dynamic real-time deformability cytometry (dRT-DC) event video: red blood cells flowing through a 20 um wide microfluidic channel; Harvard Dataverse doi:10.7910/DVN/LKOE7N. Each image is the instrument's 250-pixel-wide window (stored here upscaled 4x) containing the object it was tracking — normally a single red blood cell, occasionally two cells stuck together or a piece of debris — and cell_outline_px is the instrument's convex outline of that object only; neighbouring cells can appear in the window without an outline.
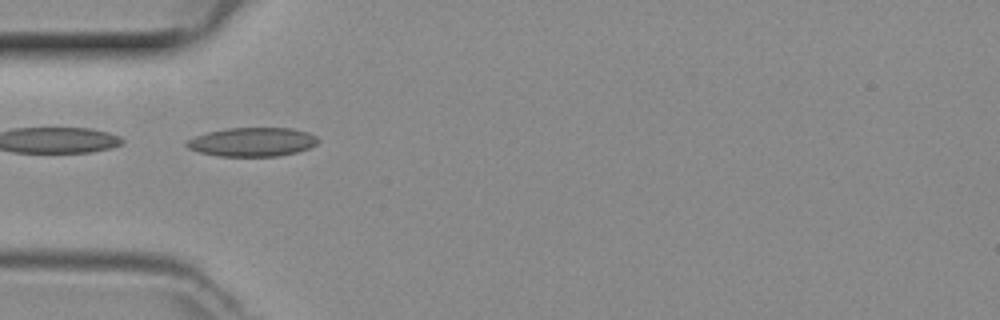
{"species": "common noctule bat (a hibernating species)", "species_latin": "Nyctalus noctula", "temperature_condition": "room temperature", "stored_images_in_passage": 35, "camera_frame_rate_fps": 3000, "um_per_image_px": 0.085, "animal": {"sex": "female", "body_mass_g": 29.2, "forearm_length_mm": 56.3}, "frame": {"image": 1, "passage_image": 1, "time_ms": 0.0, "image_size_px": [1000, 320], "cell_outline_px": [[320, 140], [316, 144], [308, 148], [296, 152], [280, 156], [216, 156], [200, 152], [188, 148], [184, 144], [188, 140], [196, 136], [208, 132], [228, 128], [292, 128], [308, 132], [316, 136]], "centroid_in_image_um": [21.46, 12.07], "position_along_channel_um": 63.5, "area_um2": 22.08}}
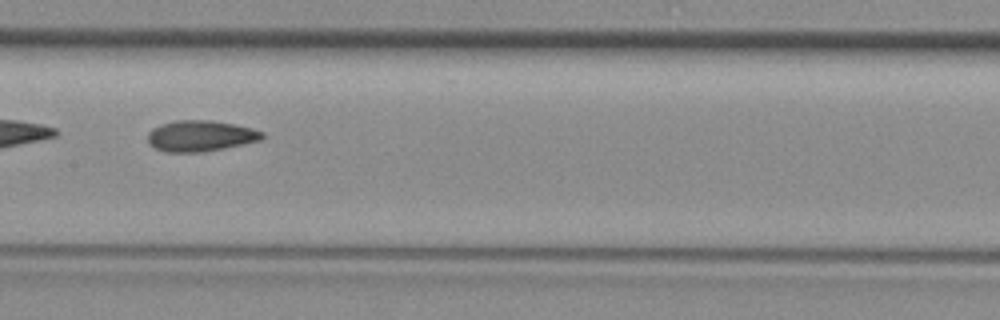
{"frame": {"image": 2, "passage_image": 10, "time_ms": 3.0, "image_size_px": [1000, 320], "cell_outline_px": [[264, 136], [260, 140], [224, 148], [200, 152], [164, 152], [148, 144], [148, 132], [152, 128], [160, 124], [176, 120], [212, 120], [252, 128], [264, 132]], "centroid_in_image_um": [17.0, 11.55], "position_along_channel_um": 190.4, "area_um2": 20.63}}
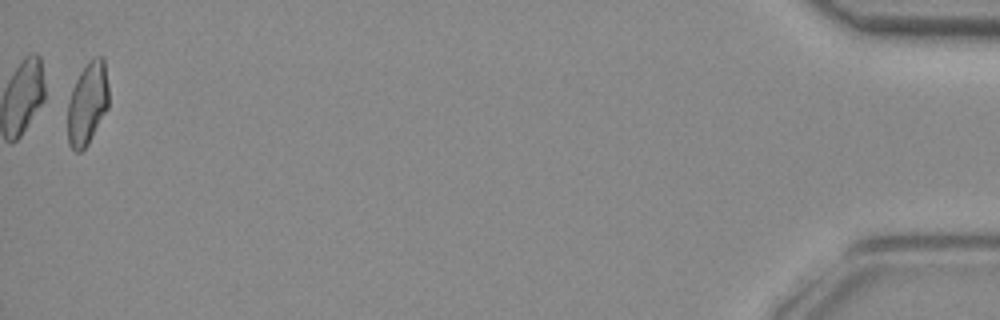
{"frame": {"image": 3, "passage_image": 34, "time_ms": 11.0, "image_size_px": [1000, 320], "cell_outline_px": [[108, 108], [88, 144], [80, 152], [76, 152], [68, 144], [68, 100], [72, 88], [80, 72], [88, 60], [92, 56], [104, 56], [108, 84]], "centroid_in_image_um": [7.44, 8.75], "position_along_channel_um": 427.8, "area_um2": 20.0}}